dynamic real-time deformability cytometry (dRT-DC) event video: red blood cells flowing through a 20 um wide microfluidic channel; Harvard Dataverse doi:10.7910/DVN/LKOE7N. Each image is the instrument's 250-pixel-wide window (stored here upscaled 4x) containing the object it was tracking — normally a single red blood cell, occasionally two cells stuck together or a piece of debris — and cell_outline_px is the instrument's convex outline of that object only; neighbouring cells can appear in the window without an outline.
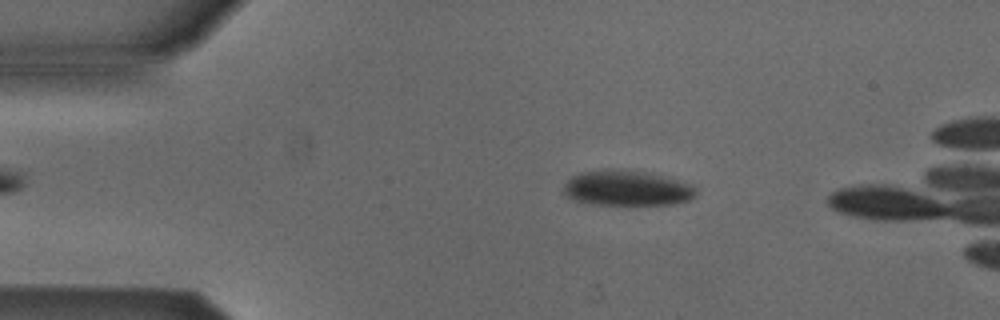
{"species": "Egyptian fruit bat (a non-hibernating species)", "species_latin": "Rousettus aegyptiacus", "temperature_condition": "cold", "stored_images_in_passage": 5, "camera_frame_rate_fps": 3000, "um_per_image_px": 0.085, "animal": {"sex": "male"}, "frame": {"image": 1, "passage_image": 2, "time_ms": 0.333, "image_size_px": [1000, 320], "cell_outline_px": [[696, 196], [692, 200], [676, 204], [592, 204], [572, 200], [564, 196], [564, 184], [572, 176], [580, 172], [604, 168], [612, 168], [644, 172], [680, 180], [692, 184], [696, 188]], "centroid_in_image_um": [53.28, 15.98], "position_along_channel_um": 31.7, "area_um2": 27.63}}